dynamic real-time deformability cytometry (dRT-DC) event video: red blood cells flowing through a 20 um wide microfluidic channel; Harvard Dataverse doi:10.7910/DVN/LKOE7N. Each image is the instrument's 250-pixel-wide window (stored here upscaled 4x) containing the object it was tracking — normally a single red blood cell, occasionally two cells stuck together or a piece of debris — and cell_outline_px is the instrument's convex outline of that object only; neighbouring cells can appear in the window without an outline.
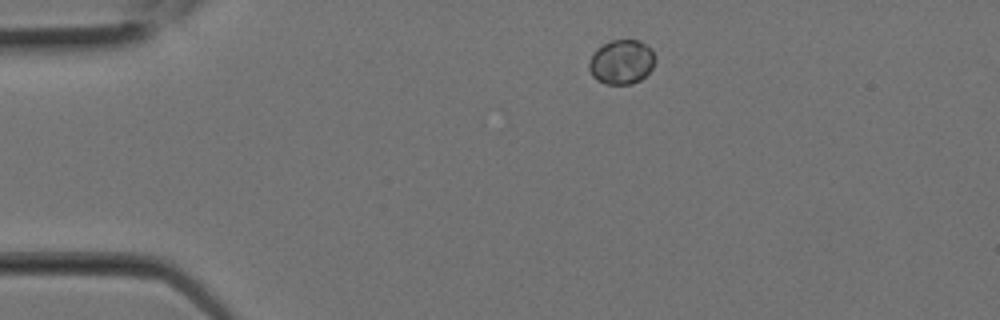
{"species": "Egyptian fruit bat (a non-hibernating species)", "species_latin": "Rousettus aegyptiacus", "temperature_condition": "room temperature", "stored_images_in_passage": 1, "camera_frame_rate_fps": 3000, "um_per_image_px": 0.085, "animal": {"sex": "female"}, "frame": {"image": 1, "passage_image": 1, "time_ms": 0.0, "image_size_px": [1000, 320], "cell_outline_px": [[656, 60], [652, 68], [640, 80], [632, 84], [604, 84], [596, 80], [592, 76], [588, 68], [588, 64], [596, 48], [612, 40], [640, 40], [648, 44], [652, 48], [656, 56]], "centroid_in_image_um": [52.85, 5.26], "position_along_channel_um": 32.2, "area_um2": 17.4}}